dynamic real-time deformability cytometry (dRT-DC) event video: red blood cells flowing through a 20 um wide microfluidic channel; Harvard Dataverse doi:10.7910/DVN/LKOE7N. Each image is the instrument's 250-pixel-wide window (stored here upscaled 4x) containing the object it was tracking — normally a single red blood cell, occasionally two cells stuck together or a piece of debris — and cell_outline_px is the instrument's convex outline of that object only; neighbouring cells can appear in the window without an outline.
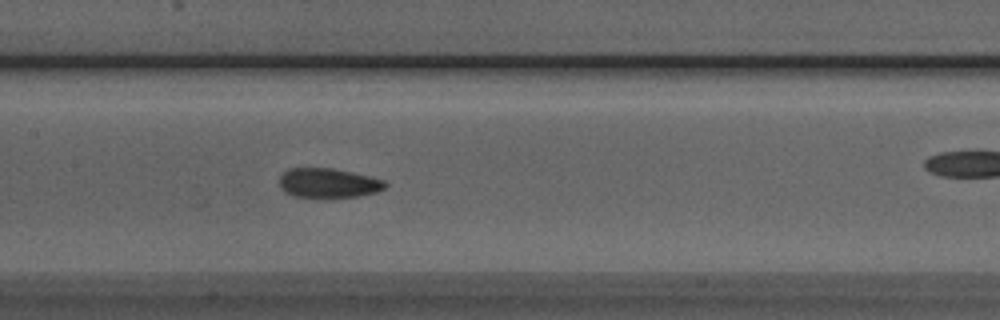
{"species": "Egyptian fruit bat (a non-hibernating species)", "species_latin": "Rousettus aegyptiacus", "temperature_condition": "room temperature", "stored_images_in_passage": 52, "camera_frame_rate_fps": 3000, "um_per_image_px": 0.085, "animal": {"sex": "male"}, "frame": {"image": 1, "passage_image": 24, "time_ms": 7.667, "image_size_px": [1000, 320], "cell_outline_px": [[388, 184], [384, 188], [376, 192], [360, 196], [292, 196], [284, 192], [280, 188], [280, 176], [288, 168], [332, 168], [352, 172], [384, 180]], "centroid_in_image_um": [27.89, 15.54], "position_along_channel_um": 179.5, "area_um2": 17.92}}
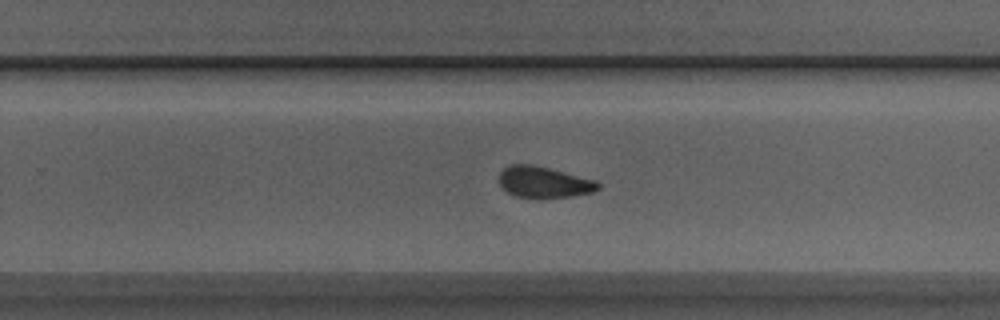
{"frame": {"image": 2, "passage_image": 32, "time_ms": 10.333, "image_size_px": [1000, 320], "cell_outline_px": [[600, 188], [592, 192], [572, 196], [540, 200], [516, 196], [508, 192], [500, 184], [500, 172], [508, 164], [532, 164], [596, 180], [600, 184]], "centroid_in_image_um": [46.23, 15.51], "position_along_channel_um": 283.6, "area_um2": 18.26}}
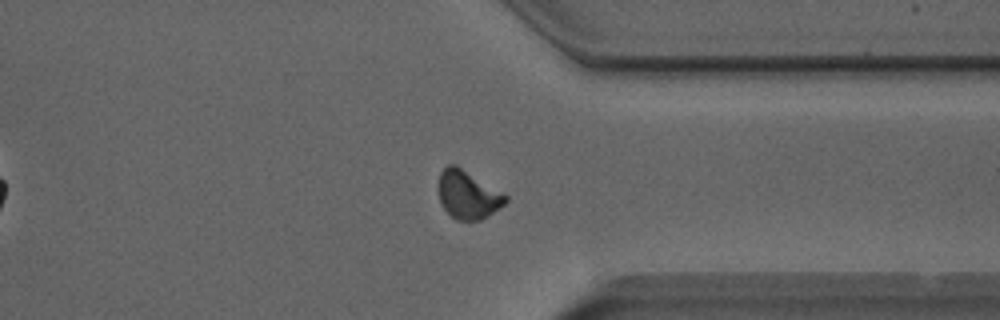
{"frame": {"image": 3, "passage_image": 39, "time_ms": 12.667, "image_size_px": [1000, 320], "cell_outline_px": [[508, 200], [500, 208], [488, 216], [480, 220], [456, 220], [440, 204], [440, 172], [448, 164], [456, 164], [504, 192], [508, 196]], "centroid_in_image_um": [39.81, 16.54], "position_along_channel_um": 371.6, "area_um2": 18.9}, "authors_computed_cell_mechanics": {"area_um2": 18.9295, "velocity_mm_per_s": 3.9197, "shape_relaxation_time_tau1_ms": 5.6756, "shape_relaxation_time_tau2_ms": 2.097, "deformation_change_tau1": 0.1217, "deformation_change_tau2": 0.0727}}